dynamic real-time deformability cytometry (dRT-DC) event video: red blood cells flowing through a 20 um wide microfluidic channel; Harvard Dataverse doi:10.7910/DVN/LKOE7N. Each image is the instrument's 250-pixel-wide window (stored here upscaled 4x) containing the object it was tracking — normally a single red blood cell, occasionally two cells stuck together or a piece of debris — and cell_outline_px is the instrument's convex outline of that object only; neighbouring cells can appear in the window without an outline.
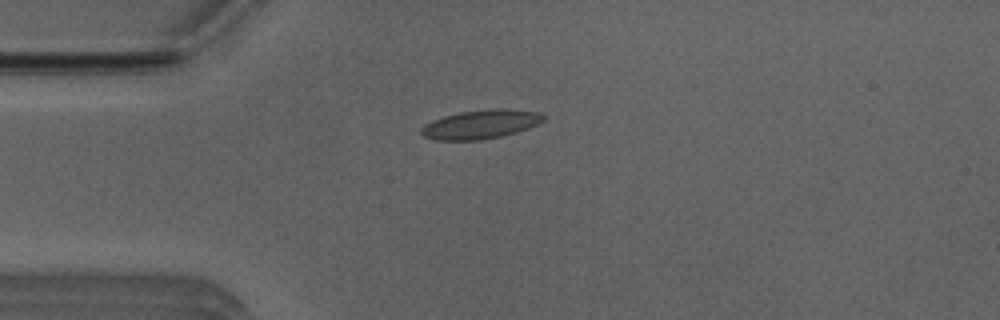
{"species": "Egyptian fruit bat (a non-hibernating species)", "species_latin": "Rousettus aegyptiacus", "temperature_condition": "room temperature", "stored_images_in_passage": 4, "camera_frame_rate_fps": 3000, "um_per_image_px": 0.085, "animal": {"sex": "male"}, "frame": {"image": 1, "passage_image": 4, "time_ms": 1.0, "image_size_px": [1000, 320], "cell_outline_px": [[544, 120], [528, 128], [516, 132], [500, 136], [480, 140], [436, 140], [424, 136], [420, 132], [420, 128], [424, 124], [432, 120], [444, 116], [460, 112], [492, 108], [508, 108], [540, 112], [544, 116]], "centroid_in_image_um": [40.85, 10.55], "position_along_channel_um": 44.2, "area_um2": 20.63}}